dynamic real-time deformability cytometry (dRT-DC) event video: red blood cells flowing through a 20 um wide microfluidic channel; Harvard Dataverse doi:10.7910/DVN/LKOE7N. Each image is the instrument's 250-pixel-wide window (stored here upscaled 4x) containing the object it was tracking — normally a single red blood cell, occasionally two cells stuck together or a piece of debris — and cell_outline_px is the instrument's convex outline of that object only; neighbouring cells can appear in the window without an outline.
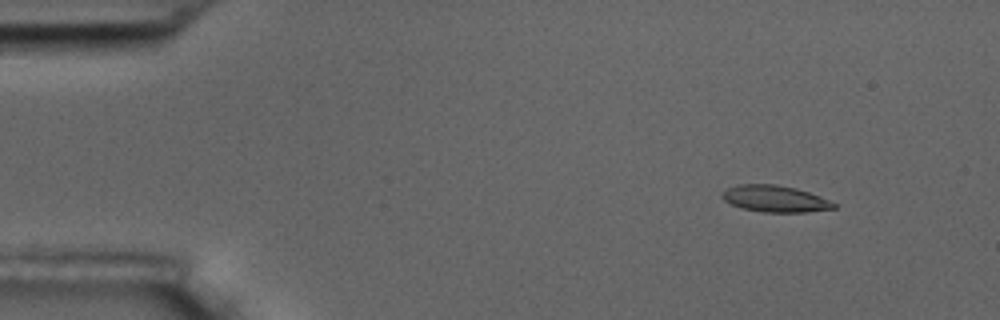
{"species": "common noctule bat (a hibernating species)", "species_latin": "Nyctalus noctula", "temperature_condition": "room temperature", "stored_images_in_passage": 5, "camera_frame_rate_fps": 3000, "um_per_image_px": 0.085, "animal": {"sex": "male", "body_mass_g": 17.5, "forearm_length_mm": 52.3}, "frame": {"image": 1, "passage_image": 2, "time_ms": 1.0, "image_size_px": [1000, 320], "cell_outline_px": [[836, 208], [808, 212], [764, 212], [744, 208], [732, 204], [724, 200], [720, 196], [720, 192], [728, 188], [740, 184], [776, 184], [796, 188], [820, 196], [836, 204]], "centroid_in_image_um": [65.87, 16.89], "position_along_channel_um": 19.1, "area_um2": 17.22}}
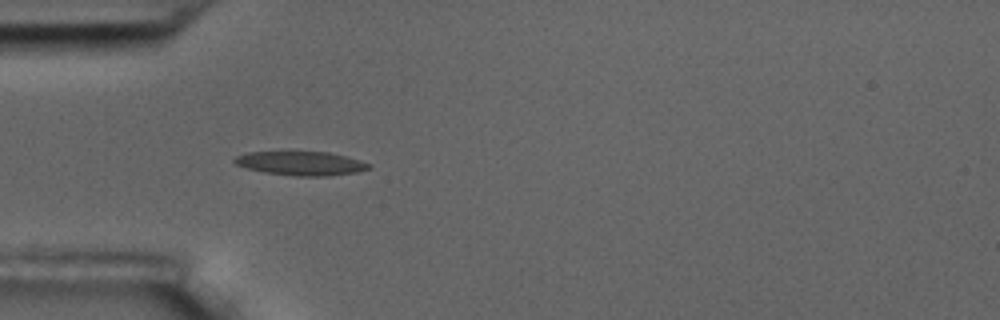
{"frame": {"image": 2, "passage_image": 5, "time_ms": 4.667, "image_size_px": [1000, 320], "cell_outline_px": [[372, 168], [356, 172], [328, 176], [296, 176], [264, 172], [248, 168], [236, 164], [232, 160], [236, 156], [248, 152], [328, 152], [360, 160], [372, 164]], "centroid_in_image_um": [25.61, 13.89], "position_along_channel_um": 59.4, "area_um2": 18.61}}